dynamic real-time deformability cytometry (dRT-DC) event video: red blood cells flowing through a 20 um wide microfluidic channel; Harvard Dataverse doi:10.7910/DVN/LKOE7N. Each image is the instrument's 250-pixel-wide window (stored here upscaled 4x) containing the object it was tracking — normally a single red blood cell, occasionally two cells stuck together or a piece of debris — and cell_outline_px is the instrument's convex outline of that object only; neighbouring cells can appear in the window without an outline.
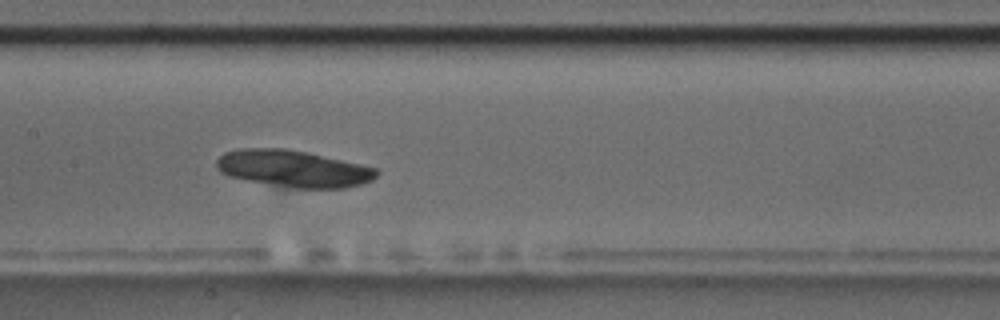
{"species": "common noctule bat (a hibernating species)", "species_latin": "Nyctalus noctula", "temperature_condition": "room temperature", "stored_images_in_passage": 9, "camera_frame_rate_fps": 3000, "um_per_image_px": 0.085, "animal": {"sex": "male", "body_mass_g": 17.5, "forearm_length_mm": 52.3}, "frame": {"image": 1, "passage_image": 7, "time_ms": 7.667, "image_size_px": [1000, 320], "cell_outline_px": [[380, 172], [372, 180], [360, 184], [344, 188], [296, 188], [244, 180], [228, 176], [220, 172], [216, 168], [216, 160], [224, 152], [244, 148], [288, 148], [308, 152], [376, 168]], "centroid_in_image_um": [24.9, 14.33], "position_along_channel_um": 182.5, "area_um2": 34.39}}
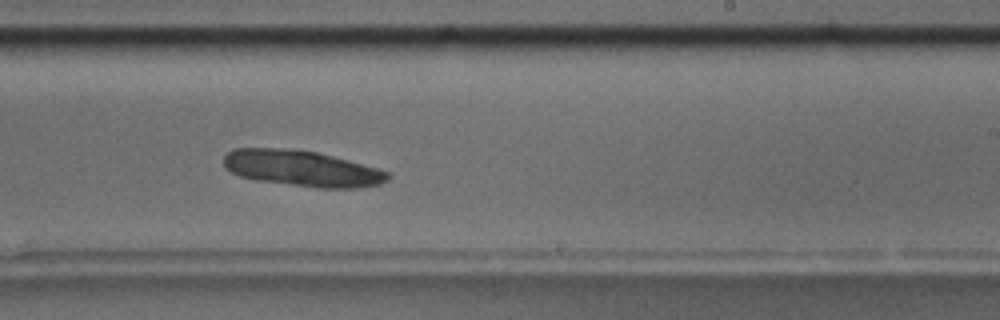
{"frame": {"image": 2, "passage_image": 9, "time_ms": 10.0, "image_size_px": [1000, 320], "cell_outline_px": [[392, 176], [388, 180], [380, 184], [356, 188], [316, 188], [256, 180], [240, 176], [224, 168], [224, 156], [232, 148], [292, 148], [316, 152], [348, 160], [376, 168], [388, 172]], "centroid_in_image_um": [25.64, 14.32], "position_along_channel_um": 263.4, "area_um2": 34.51}}